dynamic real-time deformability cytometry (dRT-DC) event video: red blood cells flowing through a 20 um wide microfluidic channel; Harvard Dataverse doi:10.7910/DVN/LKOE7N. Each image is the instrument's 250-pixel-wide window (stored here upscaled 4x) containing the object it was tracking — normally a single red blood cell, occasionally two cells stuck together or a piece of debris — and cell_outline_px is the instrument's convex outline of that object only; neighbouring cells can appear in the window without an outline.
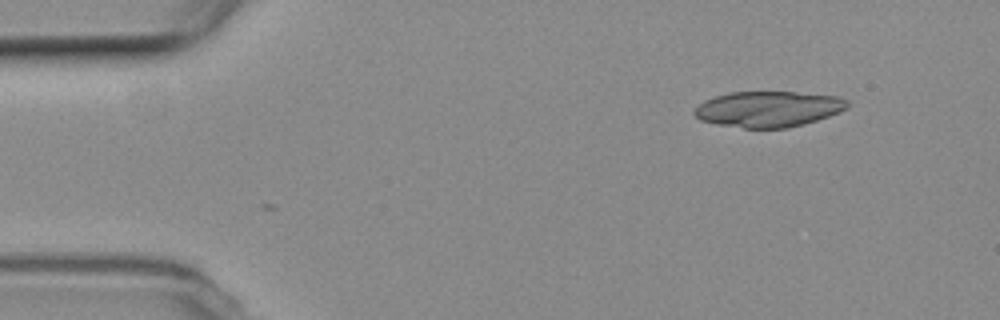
{"species": "common noctule bat (a hibernating species)", "species_latin": "Nyctalus noctula", "temperature_condition": "room temperature", "stored_images_in_passage": 2, "camera_frame_rate_fps": 3000, "um_per_image_px": 0.085, "animal": {"sex": "female", "body_mass_g": 19.3, "forearm_length_mm": 54.1}, "frame": {"image": 1, "passage_image": 2, "time_ms": 1.0, "image_size_px": [1000, 320], "cell_outline_px": [[848, 108], [840, 112], [804, 124], [788, 128], [744, 128], [716, 124], [700, 120], [692, 112], [704, 100], [728, 92], [796, 92], [840, 96], [848, 100]], "centroid_in_image_um": [65.32, 9.27], "position_along_channel_um": 19.7, "area_um2": 32.02}}